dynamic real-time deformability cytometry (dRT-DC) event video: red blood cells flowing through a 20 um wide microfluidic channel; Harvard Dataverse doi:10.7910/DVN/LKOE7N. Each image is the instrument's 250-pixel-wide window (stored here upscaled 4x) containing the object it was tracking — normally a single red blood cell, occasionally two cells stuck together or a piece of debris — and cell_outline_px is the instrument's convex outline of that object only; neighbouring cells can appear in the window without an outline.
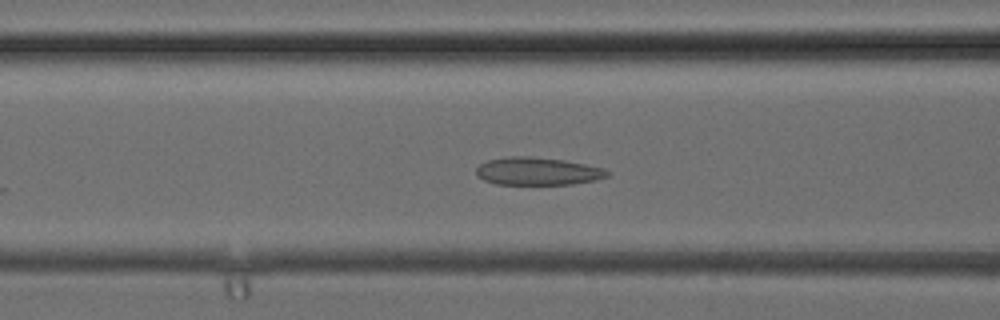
{"species": "common noctule bat (a hibernating species)", "species_latin": "Nyctalus noctula", "temperature_condition": "cold", "stored_images_in_passage": 37, "camera_frame_rate_fps": 3000, "um_per_image_px": 0.085, "animal": {"sex": "female", "body_mass_g": 24.6, "forearm_length_mm": 56.2}, "frame": {"image": 1, "passage_image": 14, "time_ms": 4.333, "image_size_px": [1000, 320], "cell_outline_px": [[612, 172], [608, 176], [596, 180], [572, 184], [496, 184], [484, 180], [476, 176], [476, 168], [480, 164], [488, 160], [508, 156], [532, 156], [564, 160], [604, 168]], "centroid_in_image_um": [45.7, 14.55], "position_along_channel_um": 120.9, "area_um2": 21.33}}
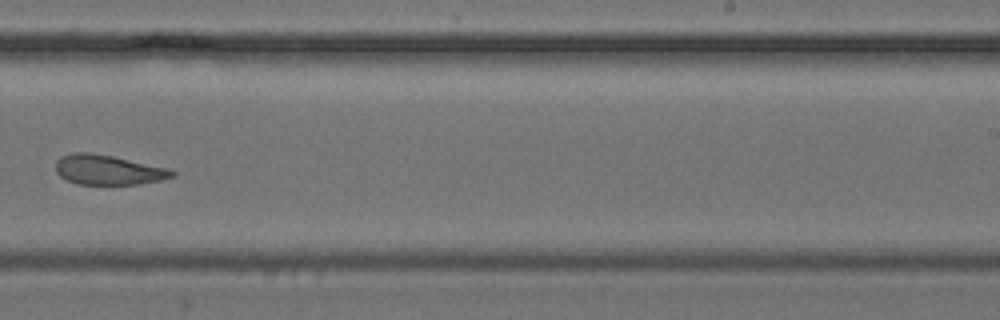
{"frame": {"image": 2, "passage_image": 23, "time_ms": 7.333, "image_size_px": [1000, 320], "cell_outline_px": [[176, 176], [160, 180], [136, 184], [76, 184], [60, 176], [56, 172], [56, 160], [60, 156], [72, 152], [88, 152], [112, 156], [168, 168], [176, 172]], "centroid_in_image_um": [9.17, 14.43], "position_along_channel_um": 279.8, "area_um2": 20.17}}
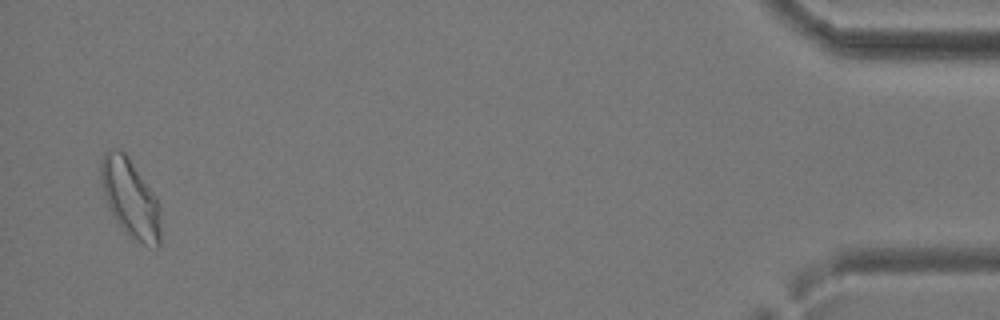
{"frame": {"image": 3, "passage_image": 36, "time_ms": 11.667, "image_size_px": [1000, 320], "cell_outline_px": [[160, 248], [156, 248], [132, 240], [124, 232], [108, 208], [100, 176], [100, 160], [104, 152], [120, 148], [128, 156], [156, 196], [160, 204]], "centroid_in_image_um": [11.09, 16.87], "position_along_channel_um": 424.1, "area_um2": 27.63}}